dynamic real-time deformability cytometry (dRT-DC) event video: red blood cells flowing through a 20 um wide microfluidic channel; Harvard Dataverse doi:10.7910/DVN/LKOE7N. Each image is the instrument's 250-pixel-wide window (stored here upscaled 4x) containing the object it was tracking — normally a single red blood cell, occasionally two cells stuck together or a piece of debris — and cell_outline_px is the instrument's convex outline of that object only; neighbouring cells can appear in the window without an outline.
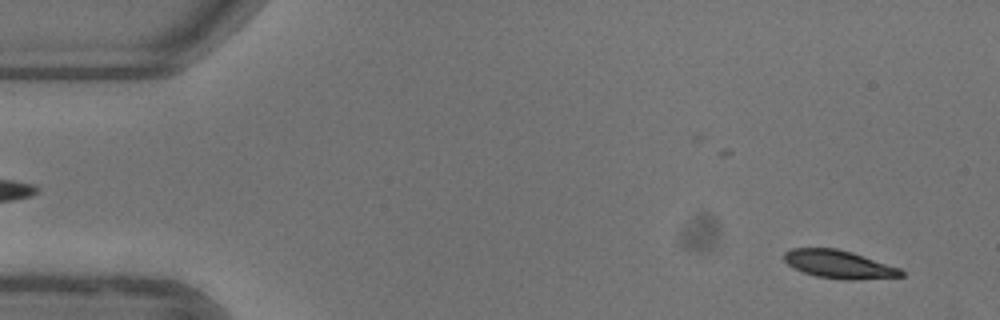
{"species": "common noctule bat (a hibernating species)", "species_latin": "Nyctalus noctula", "temperature_condition": "warm", "stored_images_in_passage": 53, "camera_frame_rate_fps": 3000, "um_per_image_px": 0.085, "animal": {"sex": "female"}, "frame": {"image": 1, "passage_image": 3, "time_ms": 0.667, "image_size_px": [1000, 320], "cell_outline_px": [[904, 276], [852, 280], [844, 280], [816, 276], [804, 272], [788, 264], [784, 260], [784, 252], [792, 248], [836, 248], [852, 252], [900, 268], [904, 272]], "centroid_in_image_um": [71.32, 22.46], "position_along_channel_um": 13.7, "area_um2": 19.02}}
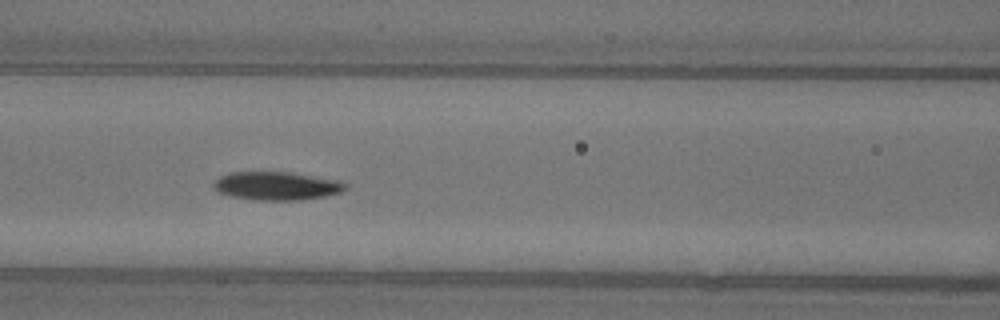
{"frame": {"image": 2, "passage_image": 22, "time_ms": 7.0, "image_size_px": [1000, 320], "cell_outline_px": [[348, 188], [340, 192], [324, 196], [300, 200], [256, 200], [232, 196], [216, 192], [212, 188], [212, 184], [220, 176], [228, 172], [292, 172], [340, 180], [348, 184]], "centroid_in_image_um": [23.51, 15.79], "position_along_channel_um": 143.1, "area_um2": 22.02}}
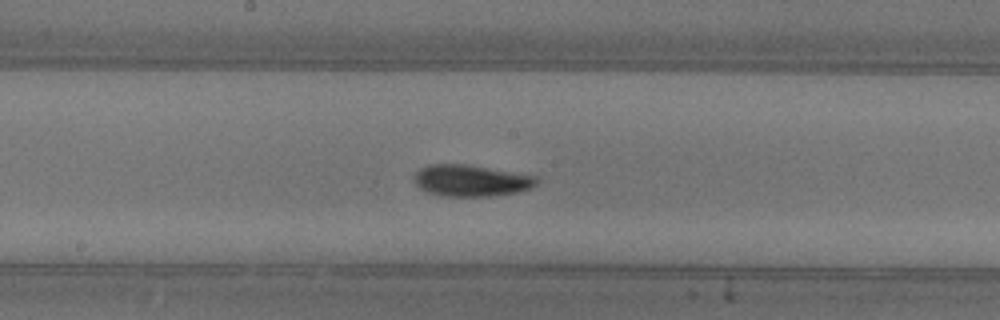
{"frame": {"image": 3, "passage_image": 27, "time_ms": 8.667, "image_size_px": [1000, 320], "cell_outline_px": [[540, 180], [532, 188], [520, 192], [492, 196], [440, 196], [428, 192], [420, 188], [412, 180], [416, 172], [420, 168], [428, 164], [464, 164], [536, 176]], "centroid_in_image_um": [40.03, 15.36], "position_along_channel_um": 208.2, "area_um2": 22.6}, "authors_computed_cell_mechanics": {"area_um2": 20.9814, "velocity_mm_per_s": 3.9083, "shape_relaxation_time_tau1_ms": 3.8475, "shape_relaxation_time_tau2_ms": 2.9896, "deformation_change_tau1": 0.1666, "deformation_change_tau2": 0.0762}}